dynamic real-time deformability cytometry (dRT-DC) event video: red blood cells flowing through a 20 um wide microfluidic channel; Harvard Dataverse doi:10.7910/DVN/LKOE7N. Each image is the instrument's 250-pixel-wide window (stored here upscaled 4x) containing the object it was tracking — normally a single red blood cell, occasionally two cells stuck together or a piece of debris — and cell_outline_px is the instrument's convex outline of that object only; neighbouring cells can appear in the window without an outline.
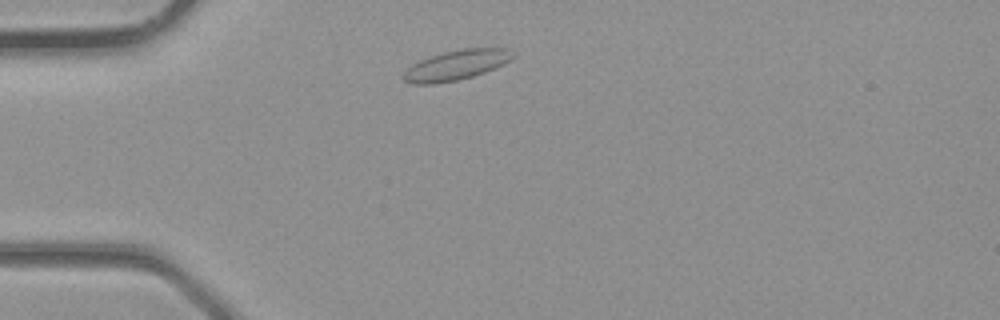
{"species": "common noctule bat (a hibernating species)", "species_latin": "Nyctalus noctula", "temperature_condition": "room temperature", "stored_images_in_passage": 1, "camera_frame_rate_fps": 3000, "um_per_image_px": 0.085, "animal": {"sex": "male", "body_mass_g": 23.1, "forearm_length_mm": 52.7}, "frame": {"image": 1, "passage_image": 1, "time_ms": 0.0, "image_size_px": [1000, 320], "cell_outline_px": [[516, 56], [504, 64], [496, 68], [472, 76], [456, 80], [432, 84], [412, 84], [404, 80], [400, 76], [412, 64], [428, 56], [460, 48], [508, 48]], "centroid_in_image_um": [38.77, 5.52], "position_along_channel_um": 46.2, "area_um2": 19.19}}